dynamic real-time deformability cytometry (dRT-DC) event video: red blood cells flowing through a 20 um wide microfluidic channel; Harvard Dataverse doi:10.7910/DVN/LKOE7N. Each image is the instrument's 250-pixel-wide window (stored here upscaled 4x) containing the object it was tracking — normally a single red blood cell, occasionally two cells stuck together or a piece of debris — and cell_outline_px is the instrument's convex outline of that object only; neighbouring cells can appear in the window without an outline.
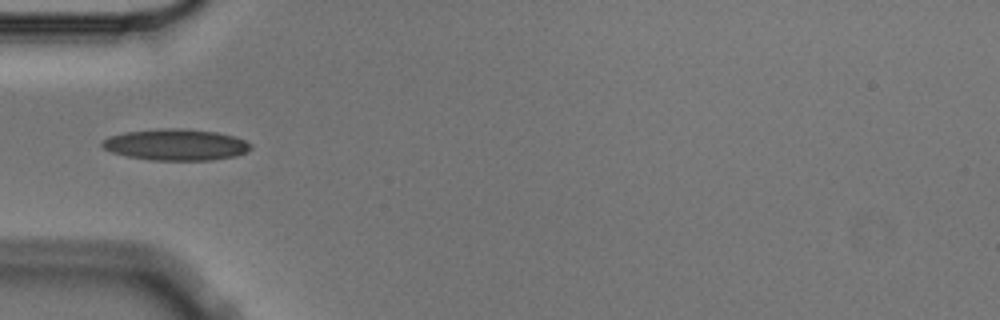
{"species": "Egyptian fruit bat (a non-hibernating species)", "species_latin": "Rousettus aegyptiacus", "temperature_condition": "cold", "stored_images_in_passage": 6, "camera_frame_rate_fps": 3000, "um_per_image_px": 0.085, "animal": {"sex": "male"}, "frame": {"image": 1, "passage_image": 4, "time_ms": 1.0, "image_size_px": [1000, 320], "cell_outline_px": [[252, 148], [236, 156], [212, 160], [148, 160], [128, 156], [112, 152], [104, 148], [100, 144], [108, 136], [124, 132], [156, 128], [180, 128], [216, 132], [232, 136], [244, 140], [252, 144]], "centroid_in_image_um": [14.93, 12.29], "position_along_channel_um": 70.1, "area_um2": 27.17}}
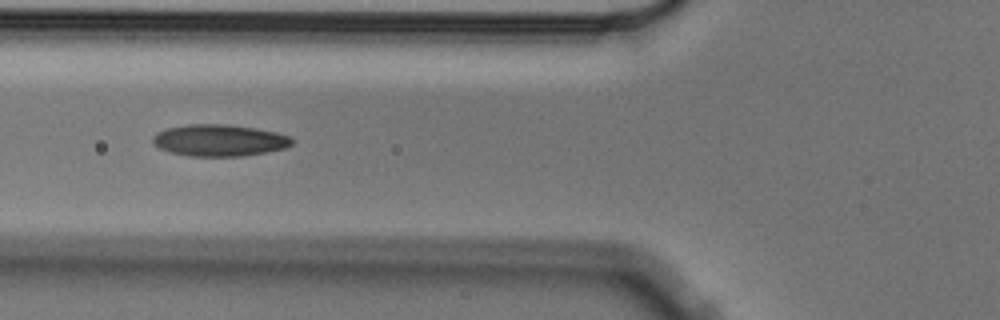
{"frame": {"image": 2, "passage_image": 5, "time_ms": 1.333, "image_size_px": [1000, 320], "cell_outline_px": [[292, 144], [284, 148], [268, 152], [240, 156], [188, 156], [172, 152], [160, 148], [152, 144], [152, 136], [156, 132], [168, 128], [188, 124], [228, 124], [256, 128], [276, 132], [292, 136]], "centroid_in_image_um": [18.64, 11.92], "position_along_channel_um": 107.2, "area_um2": 25.84}}
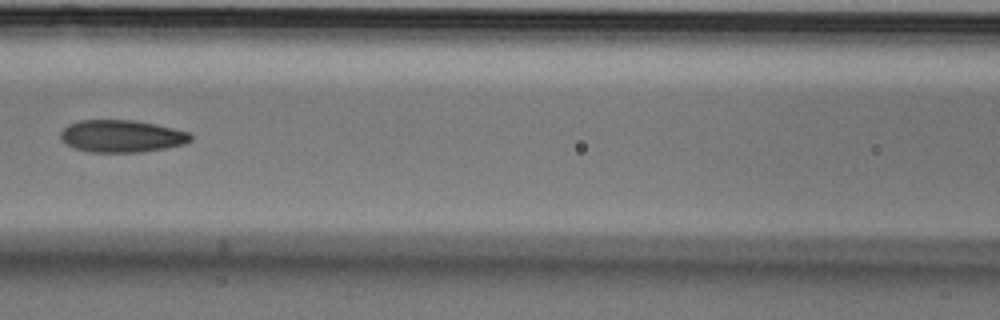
{"frame": {"image": 3, "passage_image": 6, "time_ms": 1.667, "image_size_px": [1000, 320], "cell_outline_px": [[192, 140], [184, 144], [164, 148], [140, 152], [88, 152], [72, 148], [64, 144], [60, 140], [60, 132], [68, 124], [80, 120], [132, 120], [156, 124], [188, 132], [192, 136]], "centroid_in_image_um": [10.28, 11.58], "position_along_channel_um": 156.3, "area_um2": 24.62}}